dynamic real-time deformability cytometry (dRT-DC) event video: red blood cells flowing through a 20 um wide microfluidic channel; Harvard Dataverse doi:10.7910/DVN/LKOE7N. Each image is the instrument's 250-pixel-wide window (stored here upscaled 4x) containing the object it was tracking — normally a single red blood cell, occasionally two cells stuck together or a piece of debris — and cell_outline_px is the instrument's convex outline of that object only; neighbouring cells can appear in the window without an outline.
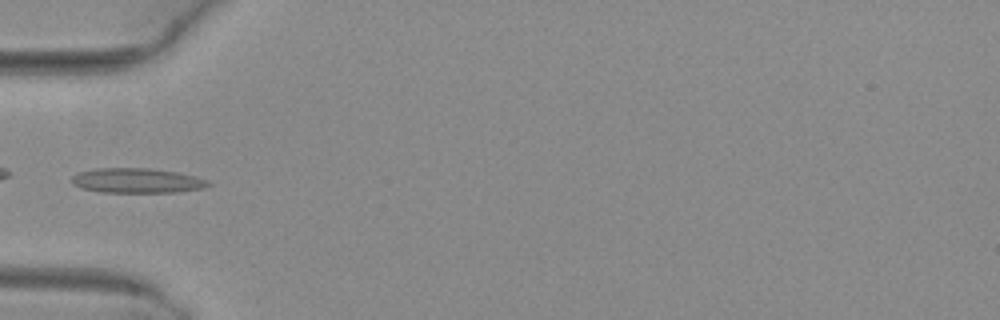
{"species": "common noctule bat (a hibernating species)", "species_latin": "Nyctalus noctula", "temperature_condition": "warm", "stored_images_in_passage": 4, "camera_frame_rate_fps": 3000, "um_per_image_px": 0.085, "animal": {"sex": "female", "body_mass_g": 29.2, "forearm_length_mm": 56.3}, "frame": {"image": 1, "passage_image": 3, "time_ms": 0.667, "image_size_px": [1000, 320], "cell_outline_px": [[212, 184], [200, 188], [176, 192], [100, 192], [80, 188], [72, 184], [72, 176], [80, 172], [96, 168], [148, 168], [176, 172], [196, 176]], "centroid_in_image_um": [11.58, 15.35], "position_along_channel_um": 73.4, "area_um2": 19.54}}
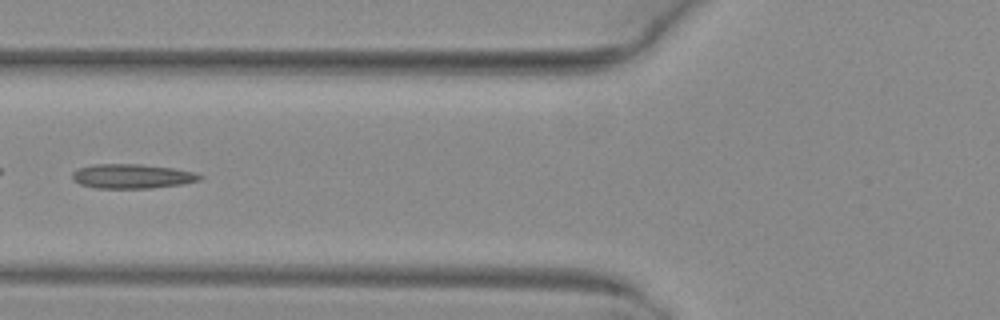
{"frame": {"image": 2, "passage_image": 4, "time_ms": 1.0, "image_size_px": [1000, 320], "cell_outline_px": [[204, 176], [200, 180], [184, 184], [152, 188], [96, 188], [80, 184], [72, 180], [72, 172], [80, 168], [96, 164], [140, 164], [172, 168], [196, 172]], "centroid_in_image_um": [11.26, 14.98], "position_along_channel_um": 114.5, "area_um2": 18.21}}